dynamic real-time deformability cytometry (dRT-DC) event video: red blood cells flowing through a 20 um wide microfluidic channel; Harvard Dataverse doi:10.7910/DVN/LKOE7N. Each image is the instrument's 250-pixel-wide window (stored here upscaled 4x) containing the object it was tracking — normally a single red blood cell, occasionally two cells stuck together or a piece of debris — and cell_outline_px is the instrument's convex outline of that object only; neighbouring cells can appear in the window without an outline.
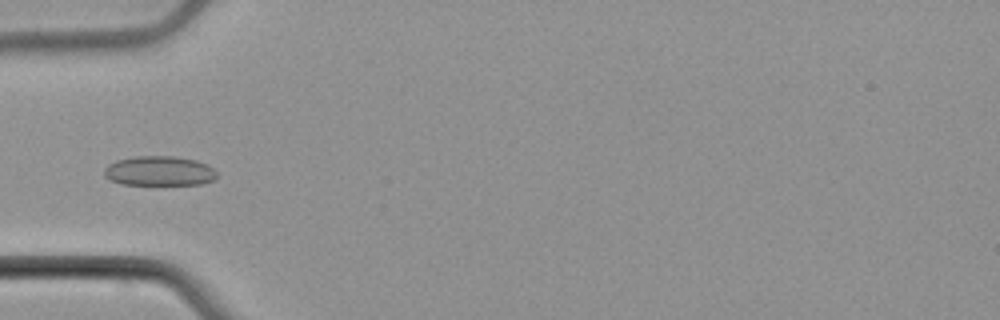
{"species": "common noctule bat (a hibernating species)", "species_latin": "Nyctalus noctula", "temperature_condition": "cold", "stored_images_in_passage": 5, "camera_frame_rate_fps": 3000, "um_per_image_px": 0.085, "animal": {"sex": "male", "body_mass_g": 21.5, "forearm_length_mm": 52.0}, "frame": {"image": 1, "passage_image": 5, "time_ms": 5.0, "image_size_px": [1000, 320], "cell_outline_px": [[216, 176], [212, 180], [200, 184], [120, 184], [108, 180], [104, 176], [104, 168], [108, 164], [116, 160], [132, 156], [172, 156], [196, 160], [208, 164], [216, 172]], "centroid_in_image_um": [13.48, 14.52], "position_along_channel_um": 71.5, "area_um2": 19.54}}